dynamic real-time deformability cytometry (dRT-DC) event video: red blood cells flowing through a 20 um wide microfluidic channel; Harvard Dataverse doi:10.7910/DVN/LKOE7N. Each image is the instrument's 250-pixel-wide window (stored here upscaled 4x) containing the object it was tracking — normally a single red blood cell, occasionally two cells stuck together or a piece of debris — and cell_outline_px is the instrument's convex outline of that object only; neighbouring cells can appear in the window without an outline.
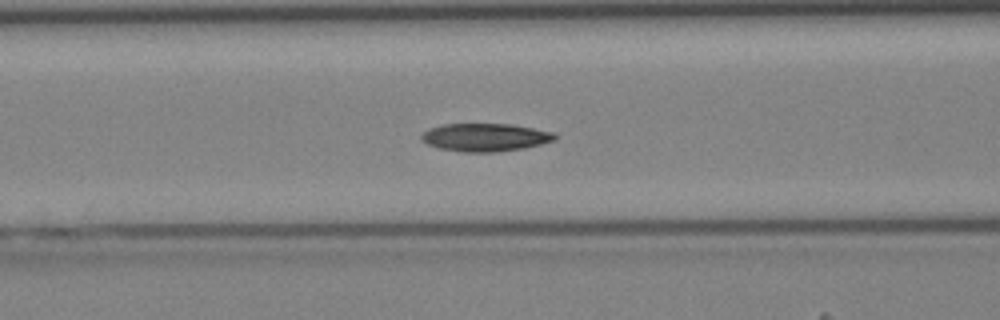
{"species": "Egyptian fruit bat (a non-hibernating species)", "species_latin": "Rousettus aegyptiacus", "temperature_condition": "cold", "stored_images_in_passage": 40, "camera_frame_rate_fps": 3000, "um_per_image_px": 0.085, "animal": {"sex": "female"}, "frame": {"image": 1, "passage_image": 15, "time_ms": 4.667, "image_size_px": [1000, 320], "cell_outline_px": [[556, 140], [524, 148], [496, 152], [464, 152], [440, 148], [428, 144], [420, 140], [420, 136], [428, 128], [444, 124], [512, 124], [556, 132]], "centroid_in_image_um": [41.26, 11.67], "position_along_channel_um": 125.3, "area_um2": 21.85}}
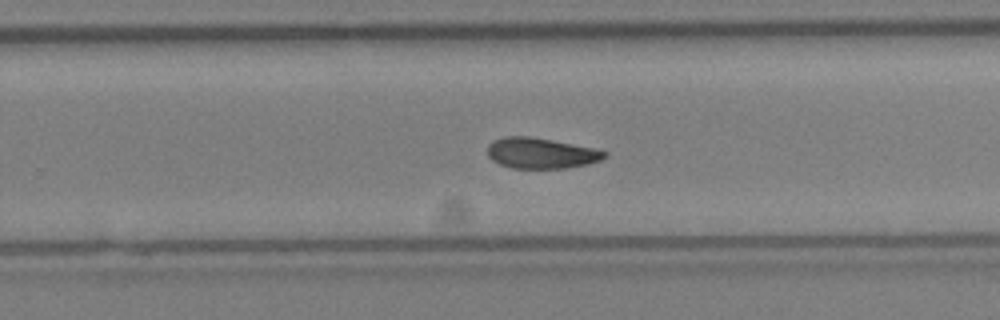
{"frame": {"image": 2, "passage_image": 25, "time_ms": 8.0, "image_size_px": [1000, 320], "cell_outline_px": [[608, 156], [600, 160], [588, 164], [564, 168], [512, 168], [500, 164], [492, 160], [488, 156], [488, 144], [492, 140], [504, 136], [528, 136], [552, 140], [592, 148], [608, 152]], "centroid_in_image_um": [45.96, 13.01], "position_along_channel_um": 283.8, "area_um2": 20.87}}
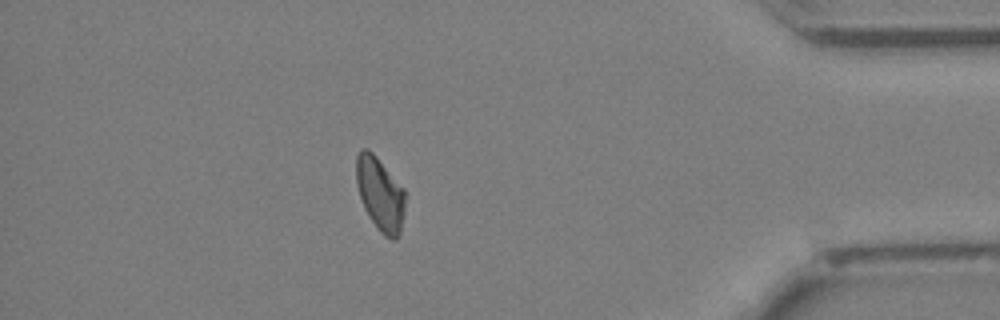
{"frame": {"image": 3, "passage_image": 35, "time_ms": 11.333, "image_size_px": [1000, 320], "cell_outline_px": [[404, 212], [400, 236], [396, 240], [392, 240], [384, 236], [380, 232], [364, 208], [356, 184], [356, 156], [360, 148], [368, 148], [376, 156], [404, 188]], "centroid_in_image_um": [32.31, 16.49], "position_along_channel_um": 402.9, "area_um2": 21.04}}